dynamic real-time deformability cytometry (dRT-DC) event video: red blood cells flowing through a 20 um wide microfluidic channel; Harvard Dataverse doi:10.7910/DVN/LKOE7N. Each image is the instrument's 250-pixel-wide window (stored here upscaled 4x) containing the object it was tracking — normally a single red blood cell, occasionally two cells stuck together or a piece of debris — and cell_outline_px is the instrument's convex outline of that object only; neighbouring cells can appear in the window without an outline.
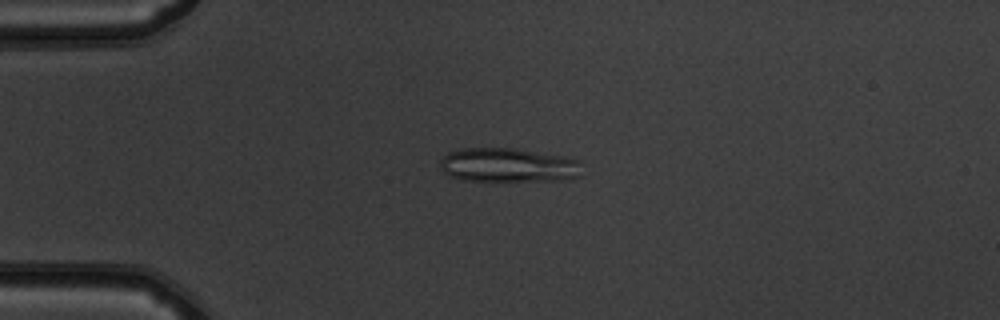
{"species": "common noctule bat (a hibernating species)", "species_latin": "Nyctalus noctula", "temperature_condition": "warm", "stored_images_in_passage": 51, "camera_frame_rate_fps": 3000, "um_per_image_px": 0.085, "animal": {"sex": "male", "body_mass_g": 19.5, "forearm_length_mm": 54.6}, "frame": {"image": 1, "passage_image": 13, "time_ms": 4.0, "image_size_px": [1000, 320], "cell_outline_px": [[580, 176], [564, 180], [460, 180], [448, 176], [440, 168], [440, 160], [448, 152], [460, 148], [512, 148], [572, 156], [580, 160]], "centroid_in_image_um": [43.22, 14.02], "position_along_channel_um": 41.8, "area_um2": 28.55}}
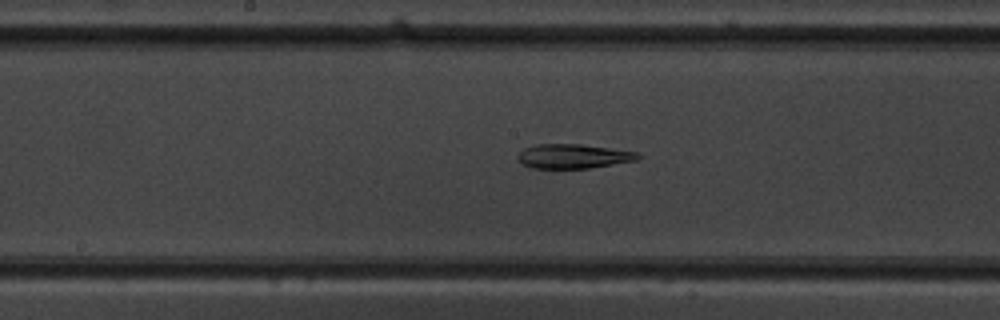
{"frame": {"image": 2, "passage_image": 27, "time_ms": 8.667, "image_size_px": [1000, 320], "cell_outline_px": [[644, 156], [636, 160], [588, 168], [532, 168], [520, 164], [516, 156], [524, 148], [536, 144], [580, 144], [636, 152]], "centroid_in_image_um": [48.68, 13.28], "position_along_channel_um": 199.5, "area_um2": 16.99}}
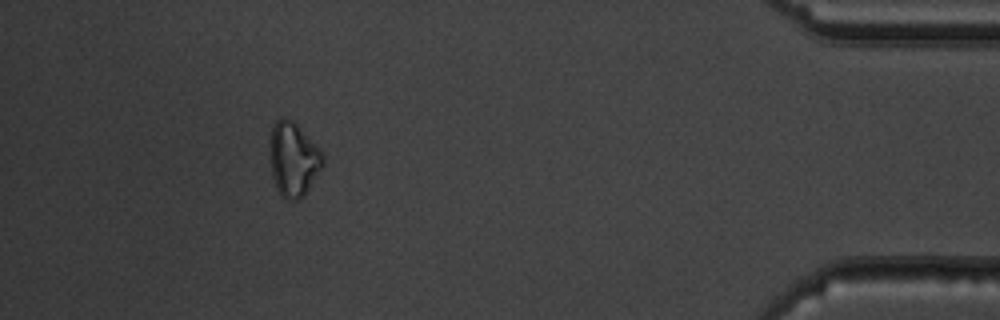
{"frame": {"image": 3, "passage_image": 47, "time_ms": 15.333, "image_size_px": [1000, 320], "cell_outline_px": [[324, 164], [304, 196], [296, 200], [288, 200], [276, 188], [272, 176], [268, 144], [272, 124], [276, 120], [284, 116], [292, 120], [324, 152]], "centroid_in_image_um": [24.92, 13.5], "position_along_channel_um": 410.3, "area_um2": 23.24}}